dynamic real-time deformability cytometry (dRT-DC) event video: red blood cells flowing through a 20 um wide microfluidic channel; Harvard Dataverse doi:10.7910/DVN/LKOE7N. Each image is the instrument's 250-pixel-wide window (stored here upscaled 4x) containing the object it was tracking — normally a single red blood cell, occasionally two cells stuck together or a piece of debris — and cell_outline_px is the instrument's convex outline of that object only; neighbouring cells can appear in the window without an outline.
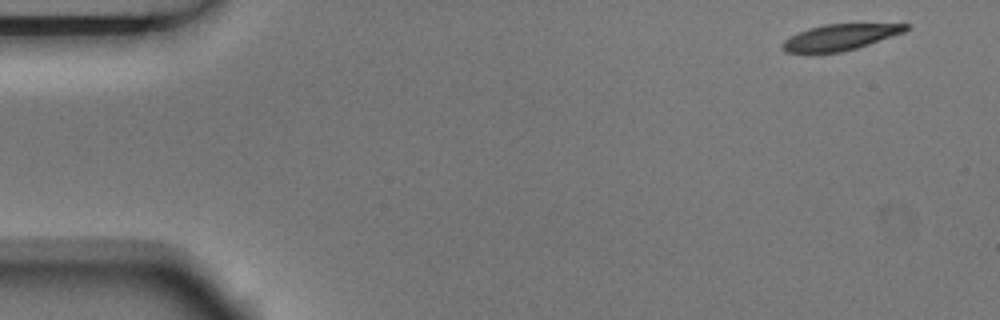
{"species": "Egyptian fruit bat (a non-hibernating species)", "species_latin": "Rousettus aegyptiacus", "temperature_condition": "room temperature", "stored_images_in_passage": 4, "camera_frame_rate_fps": 3000, "um_per_image_px": 0.085, "animal": {"sex": "male"}, "frame": {"image": 1, "passage_image": 1, "time_ms": 0.0, "image_size_px": [1000, 320], "cell_outline_px": [[908, 28], [904, 32], [856, 48], [840, 52], [784, 52], [780, 44], [784, 40], [808, 28], [824, 24], [908, 24]], "centroid_in_image_um": [71.37, 3.16], "position_along_channel_um": 13.6, "area_um2": 18.26}}